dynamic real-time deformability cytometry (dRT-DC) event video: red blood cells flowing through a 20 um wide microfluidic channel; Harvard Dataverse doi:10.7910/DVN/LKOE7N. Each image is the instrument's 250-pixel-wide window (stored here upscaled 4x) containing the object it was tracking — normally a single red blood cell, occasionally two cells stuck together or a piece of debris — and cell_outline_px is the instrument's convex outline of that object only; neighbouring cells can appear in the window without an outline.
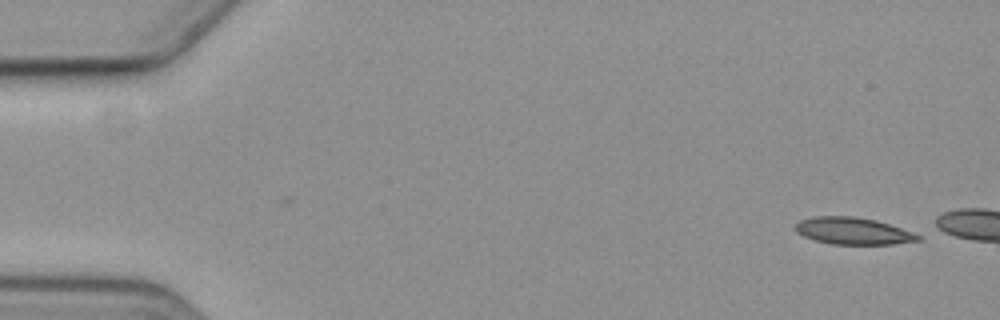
{"species": "common noctule bat (a hibernating species)", "species_latin": "Nyctalus noctula", "temperature_condition": "cold", "stored_images_in_passage": 2, "camera_frame_rate_fps": 3000, "um_per_image_px": 0.085, "animal": {"sex": "female", "body_mass_g": 19.3, "forearm_length_mm": 54.1}, "frame": {"image": 1, "passage_image": 2, "time_ms": 1.333, "image_size_px": [1000, 320], "cell_outline_px": [[924, 240], [892, 244], [832, 244], [816, 240], [804, 236], [796, 232], [796, 224], [800, 220], [816, 216], [852, 216], [876, 220], [912, 232], [920, 236]], "centroid_in_image_um": [72.52, 19.63], "position_along_channel_um": 12.5, "area_um2": 19.07}}